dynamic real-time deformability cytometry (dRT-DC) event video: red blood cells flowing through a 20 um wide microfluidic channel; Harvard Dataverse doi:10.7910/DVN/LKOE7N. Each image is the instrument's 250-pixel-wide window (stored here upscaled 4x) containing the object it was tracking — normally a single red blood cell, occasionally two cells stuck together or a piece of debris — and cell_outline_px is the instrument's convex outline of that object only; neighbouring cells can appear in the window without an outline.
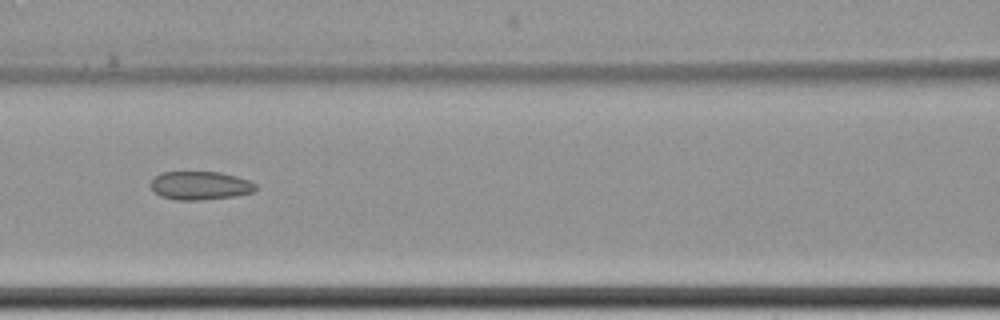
{"species": "common noctule bat (a hibernating species)", "species_latin": "Nyctalus noctula", "temperature_condition": "cold", "stored_images_in_passage": 9, "camera_frame_rate_fps": 3000, "um_per_image_px": 0.085, "animal": {"sex": "female", "body_mass_g": 22.7, "forearm_length_mm": 54.2}, "frame": {"image": 1, "passage_image": 6, "time_ms": 6.333, "image_size_px": [1000, 320], "cell_outline_px": [[256, 188], [252, 192], [236, 196], [200, 200], [176, 200], [160, 196], [152, 188], [152, 180], [160, 172], [220, 172], [236, 176], [248, 180], [256, 184]], "centroid_in_image_um": [17.02, 15.77], "position_along_channel_um": 149.6, "area_um2": 17.28}}
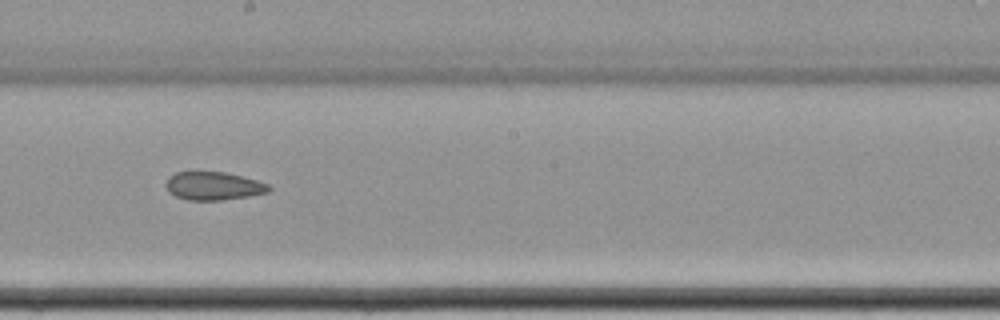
{"frame": {"image": 2, "passage_image": 8, "time_ms": 8.667, "image_size_px": [1000, 320], "cell_outline_px": [[272, 188], [268, 192], [248, 196], [220, 200], [188, 200], [176, 196], [168, 192], [164, 184], [168, 176], [176, 172], [192, 168], [196, 168], [224, 172], [256, 180], [268, 184]], "centroid_in_image_um": [18.04, 15.75], "position_along_channel_um": 230.2, "area_um2": 17.63}}
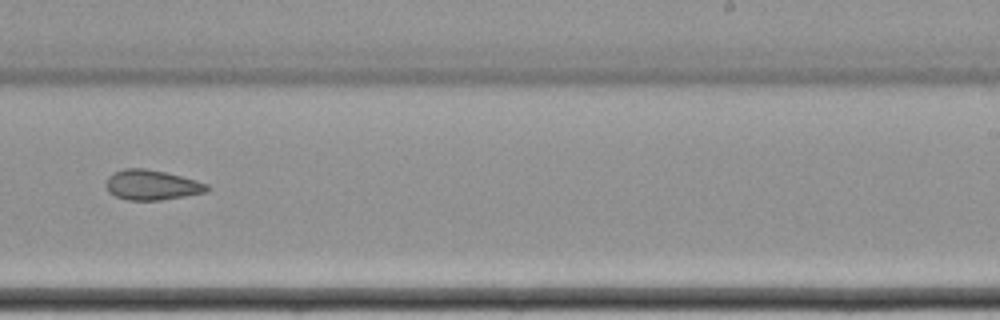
{"frame": {"image": 3, "passage_image": 9, "time_ms": 10.0, "image_size_px": [1000, 320], "cell_outline_px": [[212, 188], [208, 192], [160, 200], [128, 200], [116, 196], [108, 192], [104, 184], [108, 176], [112, 172], [124, 168], [144, 168], [164, 172], [196, 180], [208, 184]], "centroid_in_image_um": [12.89, 15.72], "position_along_channel_um": 276.1, "area_um2": 17.86}}